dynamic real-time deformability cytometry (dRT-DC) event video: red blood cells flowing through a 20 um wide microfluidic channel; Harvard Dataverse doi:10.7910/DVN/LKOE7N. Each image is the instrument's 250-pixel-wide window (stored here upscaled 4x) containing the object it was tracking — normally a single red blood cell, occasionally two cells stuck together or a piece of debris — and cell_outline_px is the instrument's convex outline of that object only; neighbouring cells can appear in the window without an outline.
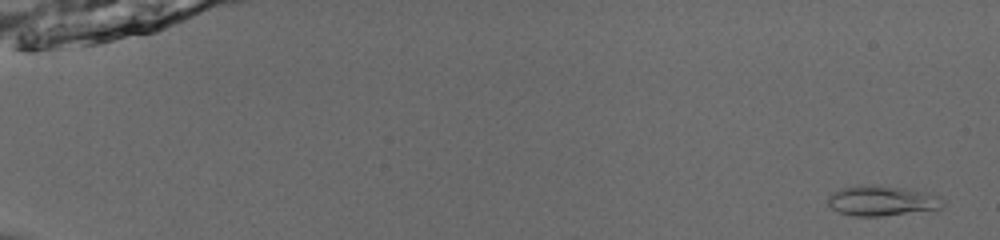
{"species": "common noctule bat (a hibernating species)", "species_latin": "Nyctalus noctula", "temperature_condition": "room temperature", "stored_images_in_passage": 7, "camera_frame_rate_fps": 3000, "um_per_image_px": 0.085, "animal": {"sex": "male", "body_mass_g": 13.0, "forearm_length_mm": 53.1}, "frame": {"image": 1, "passage_image": 2, "time_ms": 0.333, "image_size_px": [1000, 240], "cell_outline_px": [[944, 204], [940, 208], [880, 216], [856, 216], [840, 212], [832, 208], [828, 204], [828, 196], [844, 188], [872, 184], [904, 188], [928, 192], [940, 196]], "centroid_in_image_um": [74.99, 17.05], "position_along_channel_um": 10.0, "area_um2": 19.77}}